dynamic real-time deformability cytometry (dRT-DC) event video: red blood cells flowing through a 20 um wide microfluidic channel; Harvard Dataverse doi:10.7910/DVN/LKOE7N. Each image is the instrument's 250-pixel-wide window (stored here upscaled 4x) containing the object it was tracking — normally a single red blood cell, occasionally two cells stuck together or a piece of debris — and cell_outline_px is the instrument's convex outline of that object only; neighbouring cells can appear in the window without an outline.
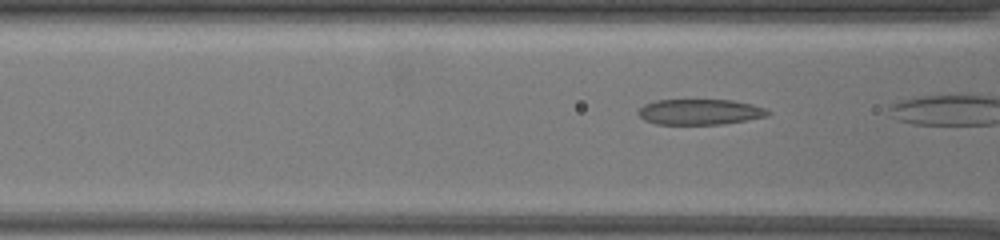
{"species": "common noctule bat (a hibernating species)", "species_latin": "Nyctalus noctula", "temperature_condition": "warm", "stored_images_in_passage": 9, "camera_frame_rate_fps": 3000, "um_per_image_px": 0.085, "animal": {"sex": "female", "body_mass_g": 19.5, "forearm_length_mm": 54.1}, "frame": {"image": 1, "passage_image": 8, "time_ms": 2.333, "image_size_px": [1000, 240], "cell_outline_px": [[772, 112], [768, 116], [724, 124], [656, 124], [644, 120], [636, 112], [644, 104], [656, 100], [732, 100], [752, 104], [764, 108]], "centroid_in_image_um": [59.49, 9.51], "position_along_channel_um": 107.1, "area_um2": 19.36}}